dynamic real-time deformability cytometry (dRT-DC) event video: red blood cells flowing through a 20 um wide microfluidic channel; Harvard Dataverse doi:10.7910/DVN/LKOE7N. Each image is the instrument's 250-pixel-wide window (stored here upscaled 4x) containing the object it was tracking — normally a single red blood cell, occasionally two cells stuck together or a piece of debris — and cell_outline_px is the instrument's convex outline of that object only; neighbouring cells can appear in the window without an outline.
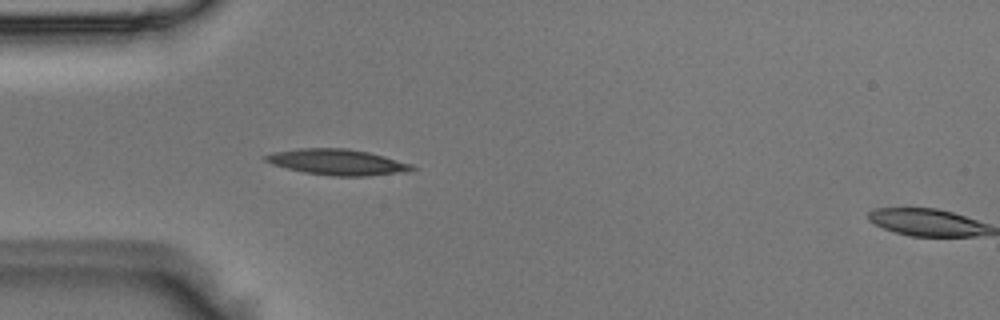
{"species": "Egyptian fruit bat (a non-hibernating species)", "species_latin": "Rousettus aegyptiacus", "temperature_condition": "room temperature", "stored_images_in_passage": 5, "segment_of_instrument_passage": [1, 2], "camera_frame_rate_fps": 3000, "um_per_image_px": 0.085, "animal": {"sex": "male"}, "frame": {"image": 1, "passage_image": 4, "time_ms": 1.0, "image_size_px": [1000, 320], "cell_outline_px": [[416, 168], [412, 172], [368, 176], [336, 176], [304, 172], [272, 164], [264, 160], [264, 156], [272, 152], [296, 148], [344, 148], [368, 152], [384, 156], [412, 164]], "centroid_in_image_um": [28.72, 13.78], "position_along_channel_um": 56.3, "area_um2": 22.14}}